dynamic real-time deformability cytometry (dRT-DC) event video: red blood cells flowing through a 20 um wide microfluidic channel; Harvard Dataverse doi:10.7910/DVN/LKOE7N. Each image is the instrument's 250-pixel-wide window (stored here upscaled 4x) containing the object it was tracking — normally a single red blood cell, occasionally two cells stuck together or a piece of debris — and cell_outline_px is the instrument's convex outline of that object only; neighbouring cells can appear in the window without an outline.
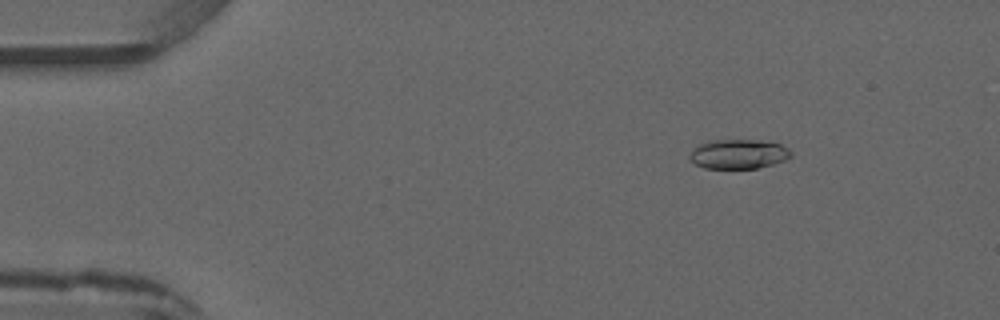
{"species": "common noctule bat (a hibernating species)", "species_latin": "Nyctalus noctula", "temperature_condition": "warm", "stored_images_in_passage": 5, "camera_frame_rate_fps": 3000, "um_per_image_px": 0.085, "animal": {"sex": "male", "forearm_length_mm": 52.5}, "frame": {"image": 1, "passage_image": 2, "time_ms": 1.0, "image_size_px": [1000, 320], "cell_outline_px": [[792, 156], [784, 160], [772, 164], [756, 168], [704, 168], [696, 164], [688, 156], [700, 144], [708, 140], [760, 140], [780, 144], [788, 148], [792, 152]], "centroid_in_image_um": [62.8, 13.09], "position_along_channel_um": 22.2, "area_um2": 17.22}}
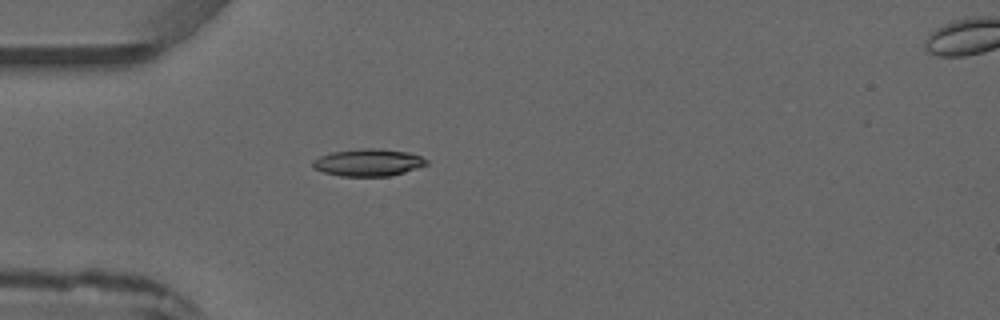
{"frame": {"image": 2, "passage_image": 4, "time_ms": 3.333, "image_size_px": [1000, 320], "cell_outline_px": [[428, 164], [392, 176], [340, 176], [324, 172], [312, 168], [312, 160], [320, 156], [332, 152], [364, 148], [376, 148], [408, 152], [420, 156], [428, 160]], "centroid_in_image_um": [31.29, 13.81], "position_along_channel_um": 53.7, "area_um2": 18.03}}